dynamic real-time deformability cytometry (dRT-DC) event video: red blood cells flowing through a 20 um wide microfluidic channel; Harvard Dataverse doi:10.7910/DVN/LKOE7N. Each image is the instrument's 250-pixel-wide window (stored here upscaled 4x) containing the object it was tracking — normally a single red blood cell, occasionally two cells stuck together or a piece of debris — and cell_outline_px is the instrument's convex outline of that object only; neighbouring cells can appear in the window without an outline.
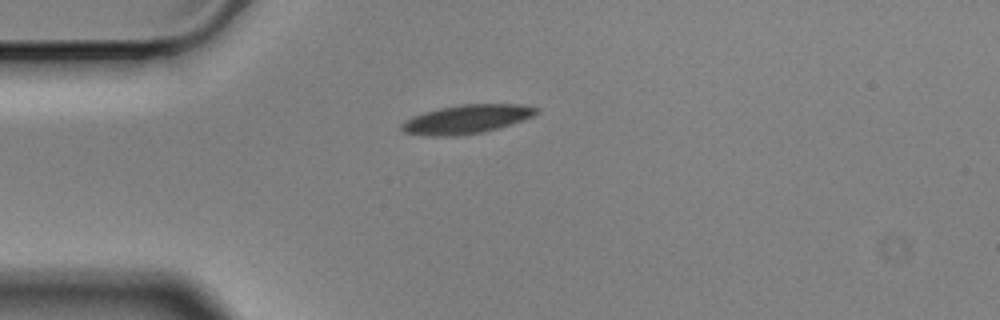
{"species": "Egyptian fruit bat (a non-hibernating species)", "species_latin": "Rousettus aegyptiacus", "temperature_condition": "cold", "stored_images_in_passage": 2, "camera_frame_rate_fps": 3000, "um_per_image_px": 0.085, "animal": {"sex": "male"}, "frame": {"image": 1, "passage_image": 1, "time_ms": 0.0, "image_size_px": [1000, 320], "cell_outline_px": [[540, 112], [524, 120], [512, 124], [480, 132], [456, 136], [424, 136], [404, 132], [400, 128], [400, 124], [404, 120], [412, 116], [424, 112], [440, 108], [460, 104], [520, 104], [540, 108]], "centroid_in_image_um": [39.65, 10.13], "position_along_channel_um": 45.4, "area_um2": 22.72}}
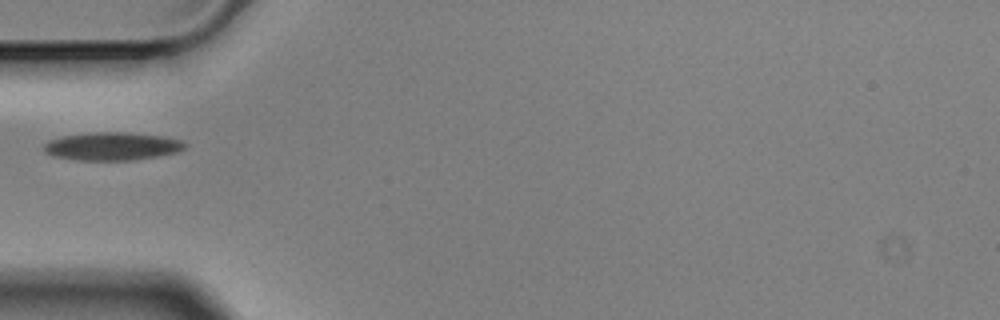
{"frame": {"image": 2, "passage_image": 2, "time_ms": 0.333, "image_size_px": [1000, 320], "cell_outline_px": [[188, 144], [180, 152], [132, 160], [76, 160], [52, 156], [44, 152], [44, 144], [48, 140], [64, 136], [96, 132], [124, 132], [164, 136], [184, 140]], "centroid_in_image_um": [9.56, 12.43], "position_along_channel_um": 75.4, "area_um2": 23.18}}